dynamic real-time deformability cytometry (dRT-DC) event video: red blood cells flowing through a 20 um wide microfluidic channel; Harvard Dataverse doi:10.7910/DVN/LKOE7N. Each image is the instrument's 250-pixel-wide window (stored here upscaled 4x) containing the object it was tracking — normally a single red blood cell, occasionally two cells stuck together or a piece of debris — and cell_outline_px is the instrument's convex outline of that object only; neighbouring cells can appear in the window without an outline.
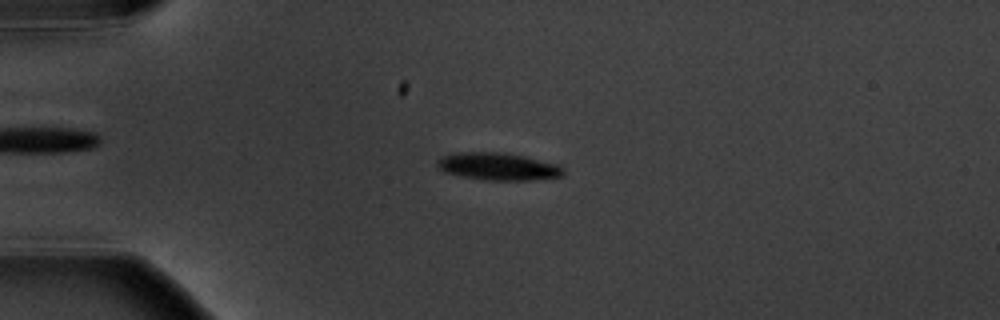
{"species": "common noctule bat (a hibernating species)", "species_latin": "Nyctalus noctula", "temperature_condition": "warm", "stored_images_in_passage": 5, "camera_frame_rate_fps": 3000, "um_per_image_px": 0.085, "animal": {"sex": "male", "body_mass_g": 20.1, "forearm_length_mm": 53.5}, "frame": {"image": 1, "passage_image": 4, "time_ms": 3.333, "image_size_px": [1000, 320], "cell_outline_px": [[564, 176], [532, 180], [484, 180], [444, 172], [436, 164], [436, 160], [444, 156], [460, 152], [500, 152], [524, 156], [556, 164], [564, 168]], "centroid_in_image_um": [42.36, 14.15], "position_along_channel_um": 42.6, "area_um2": 20.0}}